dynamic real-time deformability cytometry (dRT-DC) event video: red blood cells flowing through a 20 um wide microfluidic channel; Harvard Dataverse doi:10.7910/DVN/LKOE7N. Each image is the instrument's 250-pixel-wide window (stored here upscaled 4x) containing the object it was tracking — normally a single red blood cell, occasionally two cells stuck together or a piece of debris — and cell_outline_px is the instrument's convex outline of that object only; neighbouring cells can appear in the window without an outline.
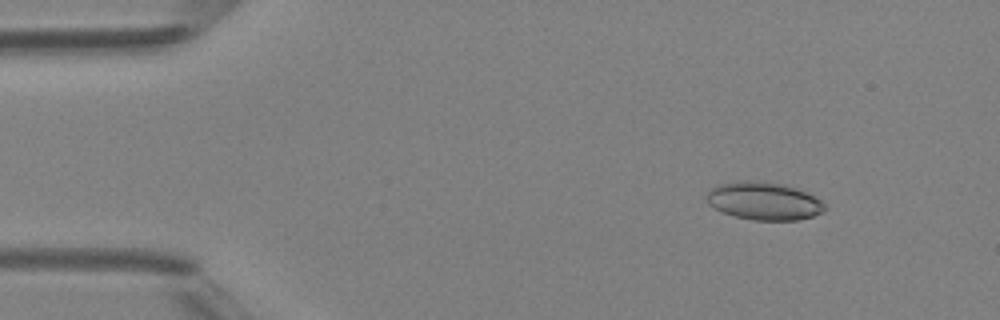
{"species": "Egyptian fruit bat (a non-hibernating species)", "species_latin": "Rousettus aegyptiacus", "temperature_condition": "room temperature", "stored_images_in_passage": 4, "camera_frame_rate_fps": 3000, "um_per_image_px": 0.085, "animal": {"sex": "female"}, "frame": {"image": 1, "passage_image": 2, "time_ms": 1.0, "image_size_px": [1000, 320], "cell_outline_px": [[828, 208], [824, 212], [812, 216], [796, 220], [752, 220], [736, 216], [724, 212], [708, 204], [704, 196], [716, 184], [740, 180], [748, 180], [780, 184], [796, 188], [820, 200]], "centroid_in_image_um": [64.9, 17.08], "position_along_channel_um": 20.1, "area_um2": 25.89}}